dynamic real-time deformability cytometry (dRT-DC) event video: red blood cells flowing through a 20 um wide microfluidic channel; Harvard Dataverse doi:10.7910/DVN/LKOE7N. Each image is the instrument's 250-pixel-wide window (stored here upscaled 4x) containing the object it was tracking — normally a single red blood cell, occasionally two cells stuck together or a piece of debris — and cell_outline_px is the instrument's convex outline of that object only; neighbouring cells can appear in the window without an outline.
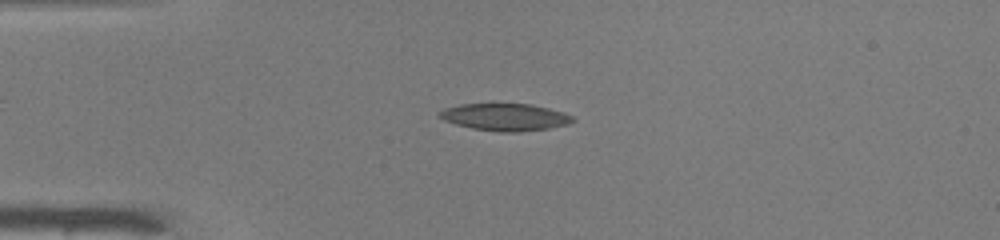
{"species": "common noctule bat (a hibernating species)", "species_latin": "Nyctalus noctula", "temperature_condition": "warm", "stored_images_in_passage": 49, "camera_frame_rate_fps": 3000, "um_per_image_px": 0.085, "animal": {"sex": "male", "body_mass_g": 19.0, "forearm_length_mm": 50.8}, "frame": {"image": 1, "passage_image": 11, "time_ms": 3.333, "image_size_px": [1000, 240], "cell_outline_px": [[576, 120], [568, 124], [548, 128], [516, 132], [500, 132], [472, 128], [456, 124], [444, 120], [436, 116], [436, 112], [444, 108], [460, 104], [532, 104], [564, 112], [572, 116]], "centroid_in_image_um": [42.9, 9.94], "position_along_channel_um": 42.1, "area_um2": 21.15}}
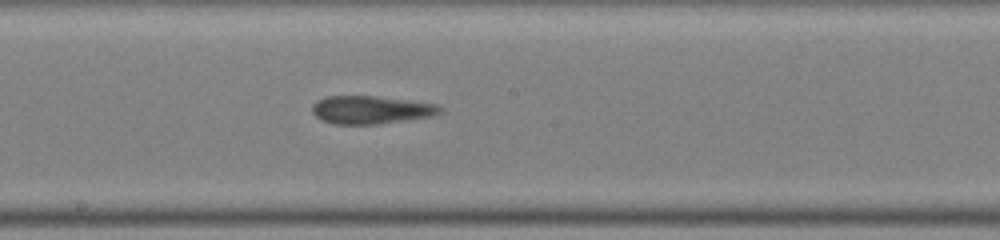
{"frame": {"image": 2, "passage_image": 26, "time_ms": 8.333, "image_size_px": [1000, 240], "cell_outline_px": [[444, 112], [432, 116], [376, 124], [332, 124], [320, 120], [312, 112], [312, 104], [316, 100], [328, 96], [376, 96], [408, 100], [436, 104], [444, 108]], "centroid_in_image_um": [31.52, 9.33], "position_along_channel_um": 216.7, "area_um2": 20.98}}
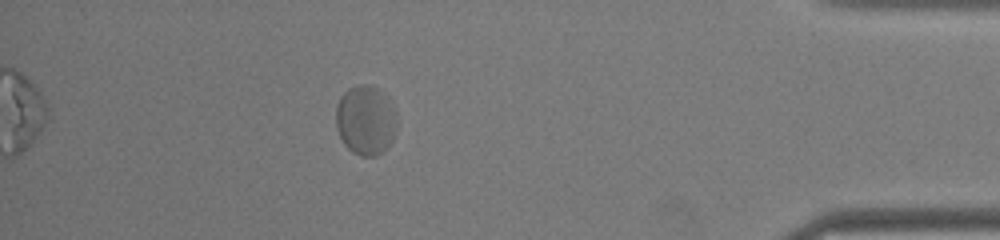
{"frame": {"image": 3, "passage_image": 43, "time_ms": 14.0, "image_size_px": [1000, 240], "cell_outline_px": [[396, 128], [392, 140], [384, 152], [376, 156], [360, 156], [352, 152], [344, 144], [336, 128], [336, 104], [340, 96], [348, 88], [360, 84], [368, 84], [376, 88], [392, 100], [396, 112]], "centroid_in_image_um": [31.08, 10.21], "position_along_channel_um": 404.1, "area_um2": 25.14}}